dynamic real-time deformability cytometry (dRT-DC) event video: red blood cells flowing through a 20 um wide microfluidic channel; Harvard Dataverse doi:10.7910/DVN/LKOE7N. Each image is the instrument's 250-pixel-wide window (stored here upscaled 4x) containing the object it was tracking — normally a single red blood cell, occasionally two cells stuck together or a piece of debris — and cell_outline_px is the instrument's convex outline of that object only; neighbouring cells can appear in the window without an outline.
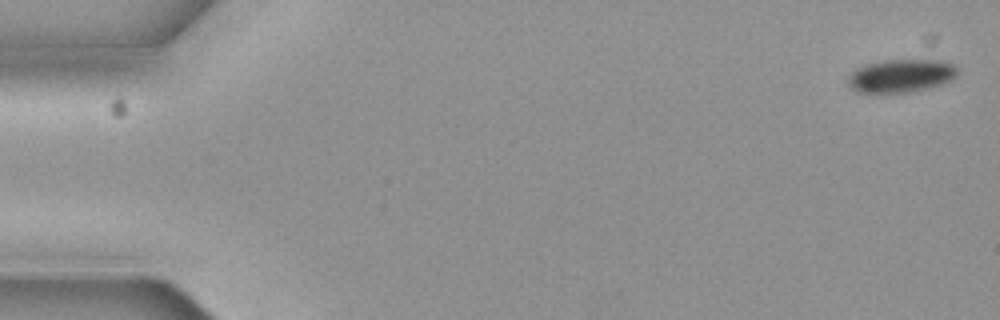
{"species": "common noctule bat (a hibernating species)", "species_latin": "Nyctalus noctula", "temperature_condition": "cold", "stored_images_in_passage": 6, "camera_frame_rate_fps": 3000, "um_per_image_px": 0.085, "animal": {"sex": "female", "body_mass_g": 19.3, "forearm_length_mm": 54.1}, "frame": {"image": 1, "passage_image": 1, "time_ms": 0.0, "image_size_px": [1000, 320], "cell_outline_px": [[956, 76], [944, 84], [928, 88], [908, 92], [880, 96], [856, 92], [848, 84], [848, 76], [856, 68], [864, 64], [884, 60], [928, 60], [952, 64], [956, 68]], "centroid_in_image_um": [76.48, 6.5], "position_along_channel_um": 8.5, "area_um2": 21.62}}
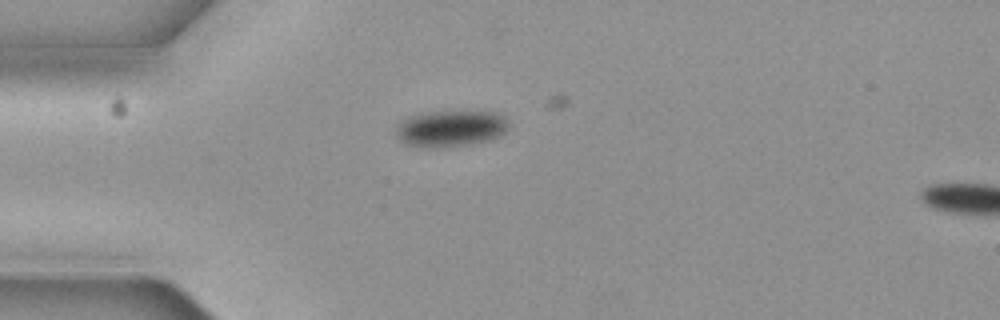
{"frame": {"image": 2, "passage_image": 5, "time_ms": 1.333, "image_size_px": [1000, 320], "cell_outline_px": [[508, 124], [504, 132], [500, 136], [488, 140], [468, 144], [432, 148], [428, 148], [408, 144], [400, 140], [396, 136], [396, 124], [400, 120], [408, 116], [420, 112], [496, 112], [504, 116]], "centroid_in_image_um": [38.24, 10.91], "position_along_channel_um": 46.8, "area_um2": 23.81}}